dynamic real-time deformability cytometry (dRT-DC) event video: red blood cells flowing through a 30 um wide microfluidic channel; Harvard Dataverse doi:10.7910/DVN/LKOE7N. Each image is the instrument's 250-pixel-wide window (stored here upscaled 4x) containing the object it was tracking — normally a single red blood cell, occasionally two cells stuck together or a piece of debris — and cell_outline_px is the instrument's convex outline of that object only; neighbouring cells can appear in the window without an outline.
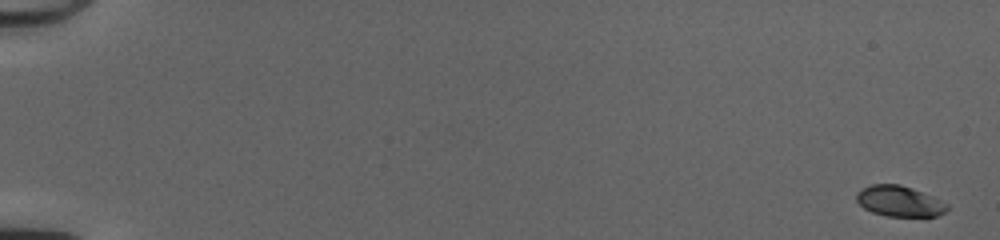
{"species": "common noctule bat (a hibernating species)", "species_latin": "Nyctalus noctula", "temperature_condition": "cold", "stored_images_in_passage": 52, "camera_frame_rate_fps": 3000, "um_per_image_px": 0.085, "animal": {"sex": "female", "body_mass_g": 20.0, "forearm_length_mm": 54.0}, "frame": {"image": 1, "passage_image": 1, "time_ms": 0.0, "image_size_px": [1000, 240], "cell_outline_px": [[948, 208], [944, 212], [936, 216], [888, 216], [872, 212], [864, 208], [856, 200], [856, 192], [860, 188], [872, 184], [900, 184], [912, 188], [932, 196], [948, 204]], "centroid_in_image_um": [76.42, 17.09], "position_along_channel_um": 8.6, "area_um2": 16.18}}
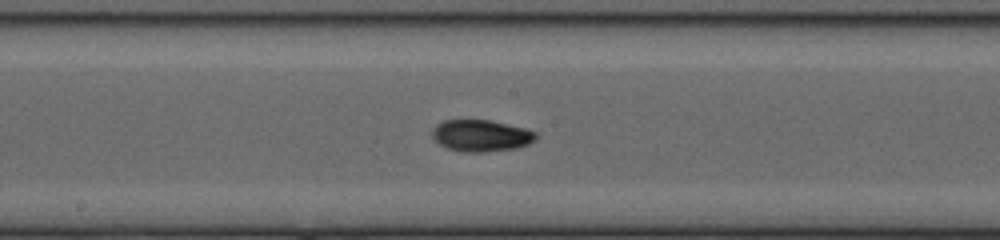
{"frame": {"image": 2, "passage_image": 30, "time_ms": 9.667, "image_size_px": [1000, 240], "cell_outline_px": [[536, 140], [528, 144], [516, 148], [484, 152], [464, 152], [448, 148], [440, 144], [432, 136], [432, 128], [436, 124], [444, 120], [492, 120], [524, 128], [536, 132]], "centroid_in_image_um": [40.89, 11.52], "position_along_channel_um": 207.3, "area_um2": 19.13}}
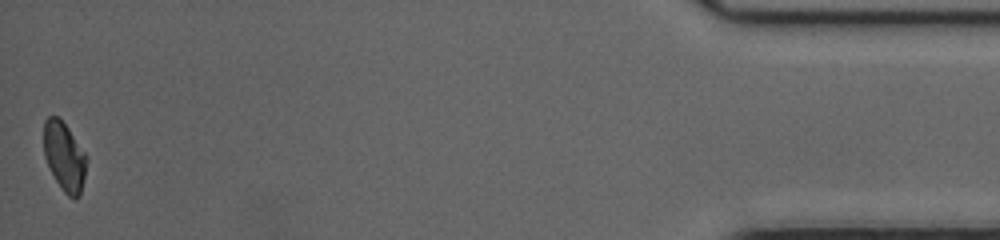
{"frame": {"image": 3, "passage_image": 52, "time_ms": 17.0, "image_size_px": [1000, 240], "cell_outline_px": [[88, 160], [80, 196], [68, 196], [64, 192], [56, 180], [44, 156], [44, 120], [48, 116], [56, 116], [68, 128], [88, 156]], "centroid_in_image_um": [5.49, 13.29], "position_along_channel_um": 429.7, "area_um2": 16.99}, "authors_computed_cell_mechanics": {"area_um2": 18.0914, "velocity_mm_per_s": 4.1243, "shape_relaxation_time_tau1_ms": 2.6612, "shape_relaxation_time_tau2_ms": 2.2019, "deformation_change_tau1": 0.1469, "deformation_change_tau2": 0.0455}}